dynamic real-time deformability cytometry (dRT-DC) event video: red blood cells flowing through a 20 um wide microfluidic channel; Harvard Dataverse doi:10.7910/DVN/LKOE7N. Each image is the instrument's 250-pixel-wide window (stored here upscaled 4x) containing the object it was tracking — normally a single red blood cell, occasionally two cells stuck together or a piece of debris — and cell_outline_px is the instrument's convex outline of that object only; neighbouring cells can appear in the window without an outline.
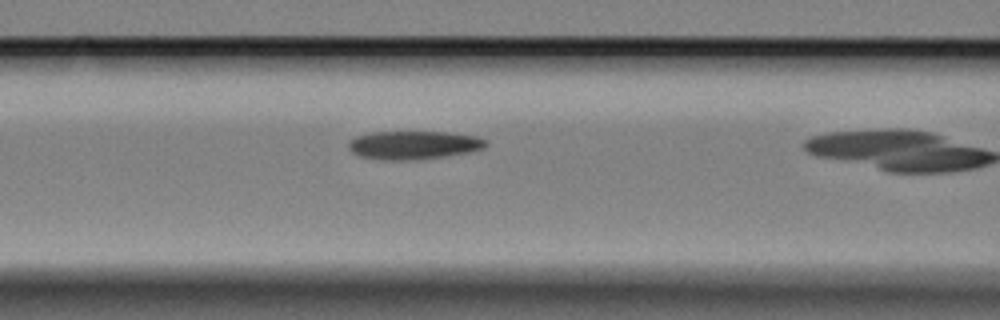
{"species": "Egyptian fruit bat (a non-hibernating species)", "species_latin": "Rousettus aegyptiacus", "temperature_condition": "cold", "stored_images_in_passage": 28, "camera_frame_rate_fps": 3000, "um_per_image_px": 0.085, "animal": {"sex": "female"}, "frame": {"image": 1, "passage_image": 16, "time_ms": 5.0, "image_size_px": [1000, 320], "cell_outline_px": [[488, 144], [484, 148], [468, 152], [444, 156], [416, 160], [380, 160], [360, 156], [352, 152], [348, 148], [348, 140], [356, 136], [372, 132], [448, 132], [476, 136], [488, 140]], "centroid_in_image_um": [35.14, 12.33], "position_along_channel_um": 131.5, "area_um2": 22.89}}